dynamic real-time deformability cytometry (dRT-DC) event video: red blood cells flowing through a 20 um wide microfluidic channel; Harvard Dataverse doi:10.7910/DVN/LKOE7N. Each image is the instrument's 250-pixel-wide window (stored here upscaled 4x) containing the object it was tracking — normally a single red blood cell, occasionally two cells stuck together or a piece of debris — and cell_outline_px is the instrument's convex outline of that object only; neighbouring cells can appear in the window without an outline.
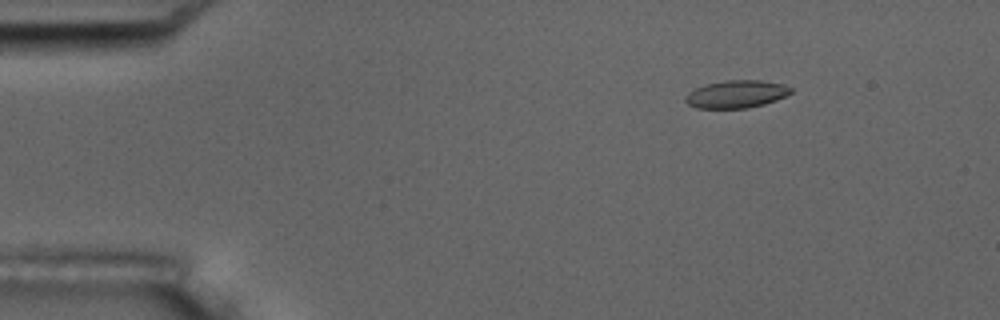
{"species": "common noctule bat (a hibernating species)", "species_latin": "Nyctalus noctula", "temperature_condition": "room temperature", "stored_images_in_passage": 7, "camera_frame_rate_fps": 3000, "um_per_image_px": 0.085, "animal": {"sex": "male", "body_mass_g": 17.5, "forearm_length_mm": 52.3}, "frame": {"image": 1, "passage_image": 3, "time_ms": 2.333, "image_size_px": [1000, 320], "cell_outline_px": [[792, 92], [776, 100], [764, 104], [748, 108], [696, 108], [688, 104], [684, 100], [684, 96], [688, 92], [696, 88], [708, 84], [728, 80], [760, 80], [784, 84], [792, 88]], "centroid_in_image_um": [62.58, 8.0], "position_along_channel_um": 22.4, "area_um2": 16.94}}
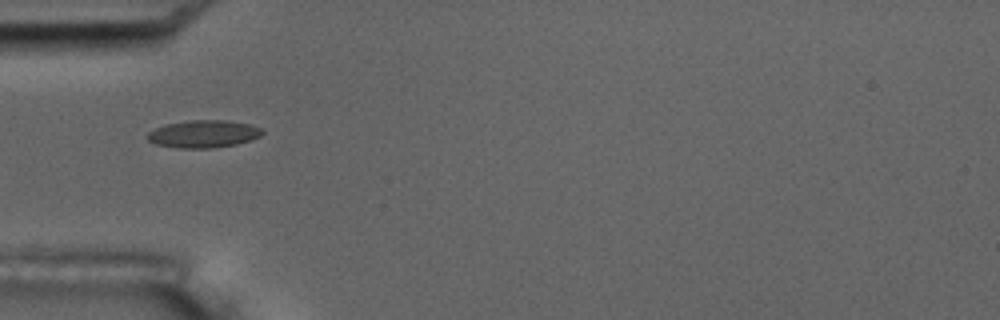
{"frame": {"image": 2, "passage_image": 6, "time_ms": 5.667, "image_size_px": [1000, 320], "cell_outline_px": [[264, 132], [260, 136], [252, 140], [236, 144], [212, 148], [180, 148], [156, 144], [148, 140], [148, 132], [156, 128], [168, 124], [188, 120], [228, 120], [252, 124], [260, 128]], "centroid_in_image_um": [17.34, 11.38], "position_along_channel_um": 67.7, "area_um2": 18.38}}